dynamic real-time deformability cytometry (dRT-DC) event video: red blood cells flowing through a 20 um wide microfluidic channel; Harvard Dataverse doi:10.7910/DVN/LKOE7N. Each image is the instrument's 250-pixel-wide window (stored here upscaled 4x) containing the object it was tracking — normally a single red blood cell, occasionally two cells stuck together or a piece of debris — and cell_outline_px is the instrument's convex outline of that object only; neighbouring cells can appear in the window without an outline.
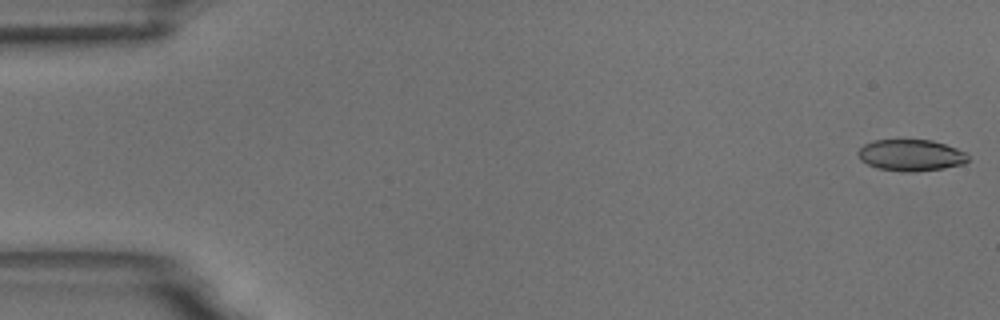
{"species": "common noctule bat (a hibernating species)", "species_latin": "Nyctalus noctula", "temperature_condition": "room temperature", "stored_images_in_passage": 6, "camera_frame_rate_fps": 3000, "um_per_image_px": 0.085, "animal": {"sex": "male", "body_mass_g": 18.8}, "frame": {"image": 1, "passage_image": 1, "time_ms": 0.0, "image_size_px": [1000, 320], "cell_outline_px": [[968, 160], [964, 164], [944, 168], [916, 172], [904, 172], [880, 168], [868, 164], [860, 160], [856, 152], [864, 144], [872, 140], [932, 140], [968, 152]], "centroid_in_image_um": [77.44, 13.19], "position_along_channel_um": 7.6, "area_um2": 20.29}}
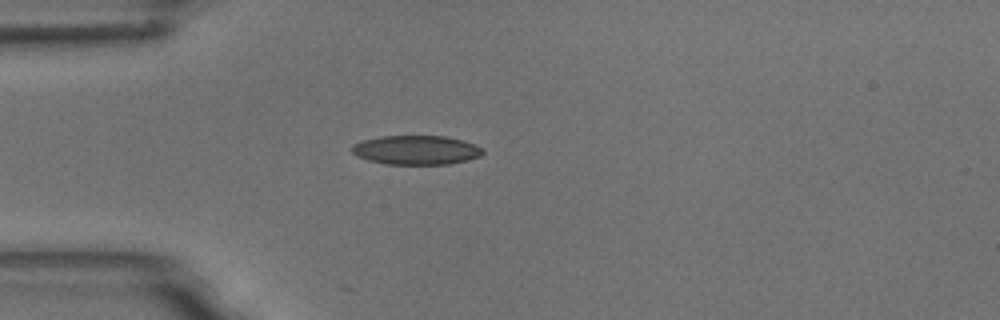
{"frame": {"image": 2, "passage_image": 5, "time_ms": 4.667, "image_size_px": [1000, 320], "cell_outline_px": [[484, 152], [480, 156], [468, 160], [448, 164], [388, 164], [368, 160], [356, 156], [352, 152], [352, 144], [360, 140], [380, 136], [444, 136], [460, 140], [484, 148]], "centroid_in_image_um": [35.34, 12.75], "position_along_channel_um": 49.7, "area_um2": 22.25}}